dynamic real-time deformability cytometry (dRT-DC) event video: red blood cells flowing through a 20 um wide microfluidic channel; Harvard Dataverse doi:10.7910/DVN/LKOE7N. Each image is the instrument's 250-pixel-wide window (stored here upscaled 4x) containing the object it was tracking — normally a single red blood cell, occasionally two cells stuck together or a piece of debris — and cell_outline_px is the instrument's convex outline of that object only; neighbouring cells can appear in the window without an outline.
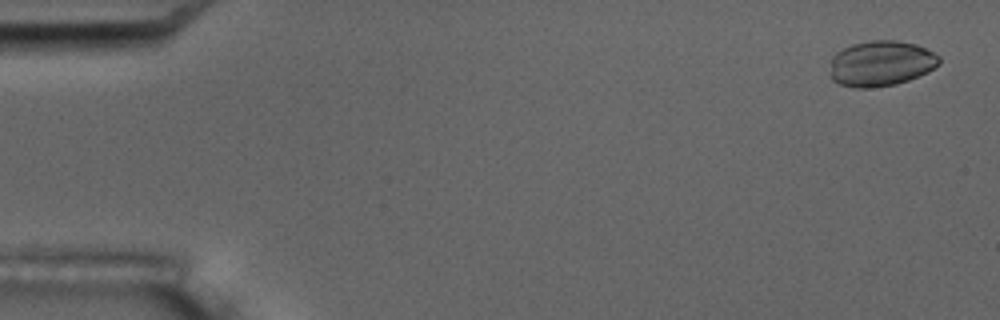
{"species": "common noctule bat (a hibernating species)", "species_latin": "Nyctalus noctula", "temperature_condition": "room temperature", "stored_images_in_passage": 5, "camera_frame_rate_fps": 3000, "um_per_image_px": 0.085, "animal": {"sex": "male", "body_mass_g": 17.5, "forearm_length_mm": 52.3}, "frame": {"image": 1, "passage_image": 1, "time_ms": 0.0, "image_size_px": [1000, 320], "cell_outline_px": [[940, 64], [928, 72], [908, 80], [896, 84], [864, 88], [856, 88], [840, 84], [832, 80], [832, 56], [836, 52], [852, 44], [872, 40], [896, 40], [916, 44], [940, 56]], "centroid_in_image_um": [74.9, 5.38], "position_along_channel_um": 10.1, "area_um2": 28.78}}